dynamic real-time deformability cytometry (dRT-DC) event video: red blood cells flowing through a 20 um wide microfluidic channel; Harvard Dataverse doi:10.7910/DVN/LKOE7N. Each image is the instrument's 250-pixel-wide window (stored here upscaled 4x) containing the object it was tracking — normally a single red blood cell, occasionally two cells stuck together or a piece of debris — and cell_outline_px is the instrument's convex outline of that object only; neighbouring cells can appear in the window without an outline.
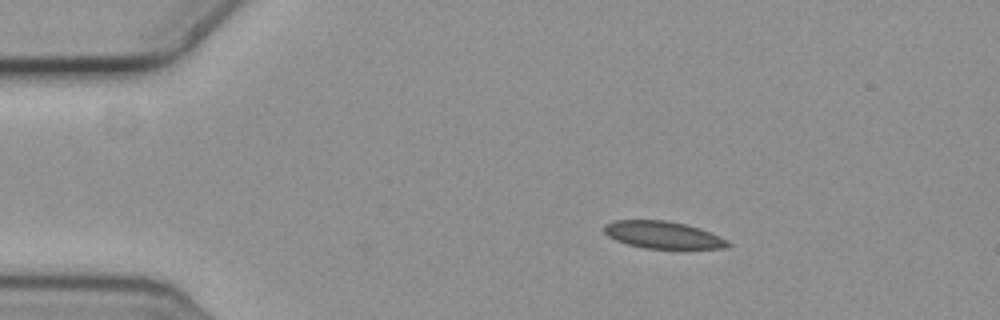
{"species": "common noctule bat (a hibernating species)", "species_latin": "Nyctalus noctula", "temperature_condition": "cold", "stored_images_in_passage": 5, "camera_frame_rate_fps": 3000, "um_per_image_px": 0.085, "animal": {"sex": "female", "body_mass_g": 19.3, "forearm_length_mm": 54.1}, "frame": {"image": 1, "passage_image": 2, "time_ms": 0.333, "image_size_px": [1000, 320], "cell_outline_px": [[732, 244], [724, 248], [644, 248], [628, 244], [616, 240], [608, 236], [604, 232], [604, 224], [612, 220], [668, 220], [700, 228], [720, 236], [728, 240]], "centroid_in_image_um": [56.34, 19.95], "position_along_channel_um": 28.7, "area_um2": 19.59}}
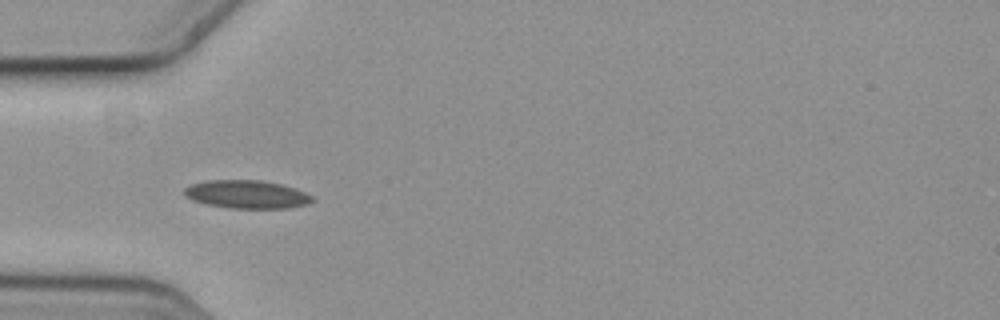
{"frame": {"image": 2, "passage_image": 4, "time_ms": 1.0, "image_size_px": [1000, 320], "cell_outline_px": [[316, 200], [308, 204], [288, 208], [228, 208], [204, 204], [192, 200], [184, 196], [184, 188], [192, 184], [208, 180], [260, 180], [280, 184], [304, 192], [312, 196]], "centroid_in_image_um": [20.95, 16.53], "position_along_channel_um": 64.1, "area_um2": 21.04}}
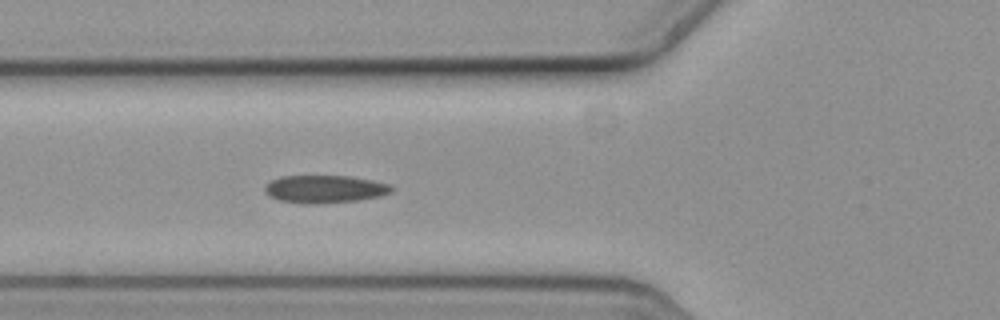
{"frame": {"image": 3, "passage_image": 5, "time_ms": 1.333, "image_size_px": [1000, 320], "cell_outline_px": [[396, 188], [392, 192], [380, 196], [360, 200], [320, 204], [304, 204], [276, 200], [268, 196], [264, 192], [264, 184], [280, 176], [348, 176], [372, 180], [392, 184]], "centroid_in_image_um": [27.6, 16.08], "position_along_channel_um": 98.2, "area_um2": 20.98}}